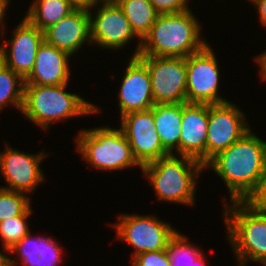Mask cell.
Returning <instances> with one entry per match:
<instances>
[{
	"instance_id": "12",
	"label": "cell",
	"mask_w": 266,
	"mask_h": 266,
	"mask_svg": "<svg viewBox=\"0 0 266 266\" xmlns=\"http://www.w3.org/2000/svg\"><path fill=\"white\" fill-rule=\"evenodd\" d=\"M120 120V128L129 141L134 157L142 167L170 154L162 146L151 109L130 112Z\"/></svg>"
},
{
	"instance_id": "30",
	"label": "cell",
	"mask_w": 266,
	"mask_h": 266,
	"mask_svg": "<svg viewBox=\"0 0 266 266\" xmlns=\"http://www.w3.org/2000/svg\"><path fill=\"white\" fill-rule=\"evenodd\" d=\"M68 3L75 9V10H85L90 11L93 10V7L100 2V0H67Z\"/></svg>"
},
{
	"instance_id": "35",
	"label": "cell",
	"mask_w": 266,
	"mask_h": 266,
	"mask_svg": "<svg viewBox=\"0 0 266 266\" xmlns=\"http://www.w3.org/2000/svg\"><path fill=\"white\" fill-rule=\"evenodd\" d=\"M2 63V57H1V53H0V64Z\"/></svg>"
},
{
	"instance_id": "24",
	"label": "cell",
	"mask_w": 266,
	"mask_h": 266,
	"mask_svg": "<svg viewBox=\"0 0 266 266\" xmlns=\"http://www.w3.org/2000/svg\"><path fill=\"white\" fill-rule=\"evenodd\" d=\"M188 241V237L180 232L172 238L168 247L171 266H206L208 260L201 248Z\"/></svg>"
},
{
	"instance_id": "32",
	"label": "cell",
	"mask_w": 266,
	"mask_h": 266,
	"mask_svg": "<svg viewBox=\"0 0 266 266\" xmlns=\"http://www.w3.org/2000/svg\"><path fill=\"white\" fill-rule=\"evenodd\" d=\"M257 64L260 66L261 79L266 81V51L255 57Z\"/></svg>"
},
{
	"instance_id": "2",
	"label": "cell",
	"mask_w": 266,
	"mask_h": 266,
	"mask_svg": "<svg viewBox=\"0 0 266 266\" xmlns=\"http://www.w3.org/2000/svg\"><path fill=\"white\" fill-rule=\"evenodd\" d=\"M200 25L191 10L159 14L142 40L139 55L186 58L199 52L207 45Z\"/></svg>"
},
{
	"instance_id": "26",
	"label": "cell",
	"mask_w": 266,
	"mask_h": 266,
	"mask_svg": "<svg viewBox=\"0 0 266 266\" xmlns=\"http://www.w3.org/2000/svg\"><path fill=\"white\" fill-rule=\"evenodd\" d=\"M30 198L25 193L0 187V222L22 215L30 206Z\"/></svg>"
},
{
	"instance_id": "34",
	"label": "cell",
	"mask_w": 266,
	"mask_h": 266,
	"mask_svg": "<svg viewBox=\"0 0 266 266\" xmlns=\"http://www.w3.org/2000/svg\"><path fill=\"white\" fill-rule=\"evenodd\" d=\"M14 259V260H13ZM10 258L8 256H5L0 251V266H16L17 265V259L16 258Z\"/></svg>"
},
{
	"instance_id": "3",
	"label": "cell",
	"mask_w": 266,
	"mask_h": 266,
	"mask_svg": "<svg viewBox=\"0 0 266 266\" xmlns=\"http://www.w3.org/2000/svg\"><path fill=\"white\" fill-rule=\"evenodd\" d=\"M67 84H25L21 113L35 125L48 129L53 122L100 112L81 96L66 92Z\"/></svg>"
},
{
	"instance_id": "17",
	"label": "cell",
	"mask_w": 266,
	"mask_h": 266,
	"mask_svg": "<svg viewBox=\"0 0 266 266\" xmlns=\"http://www.w3.org/2000/svg\"><path fill=\"white\" fill-rule=\"evenodd\" d=\"M43 34L46 43L73 56L85 43L92 45L90 13L74 10L58 23L46 28Z\"/></svg>"
},
{
	"instance_id": "16",
	"label": "cell",
	"mask_w": 266,
	"mask_h": 266,
	"mask_svg": "<svg viewBox=\"0 0 266 266\" xmlns=\"http://www.w3.org/2000/svg\"><path fill=\"white\" fill-rule=\"evenodd\" d=\"M209 104L182 103L179 155L206 164V139Z\"/></svg>"
},
{
	"instance_id": "1",
	"label": "cell",
	"mask_w": 266,
	"mask_h": 266,
	"mask_svg": "<svg viewBox=\"0 0 266 266\" xmlns=\"http://www.w3.org/2000/svg\"><path fill=\"white\" fill-rule=\"evenodd\" d=\"M204 168L212 169L222 178L230 192L229 201H246L266 170V142L250 129L211 158Z\"/></svg>"
},
{
	"instance_id": "7",
	"label": "cell",
	"mask_w": 266,
	"mask_h": 266,
	"mask_svg": "<svg viewBox=\"0 0 266 266\" xmlns=\"http://www.w3.org/2000/svg\"><path fill=\"white\" fill-rule=\"evenodd\" d=\"M118 219L111 225L119 240L134 247L132 259L144 252L168 249L172 238L179 232L155 215L122 214Z\"/></svg>"
},
{
	"instance_id": "15",
	"label": "cell",
	"mask_w": 266,
	"mask_h": 266,
	"mask_svg": "<svg viewBox=\"0 0 266 266\" xmlns=\"http://www.w3.org/2000/svg\"><path fill=\"white\" fill-rule=\"evenodd\" d=\"M127 65L118 94L121 117L130 112L149 110L155 105L147 65L138 56H131Z\"/></svg>"
},
{
	"instance_id": "4",
	"label": "cell",
	"mask_w": 266,
	"mask_h": 266,
	"mask_svg": "<svg viewBox=\"0 0 266 266\" xmlns=\"http://www.w3.org/2000/svg\"><path fill=\"white\" fill-rule=\"evenodd\" d=\"M159 201L194 205L197 179L204 165L189 156L169 154L142 167Z\"/></svg>"
},
{
	"instance_id": "19",
	"label": "cell",
	"mask_w": 266,
	"mask_h": 266,
	"mask_svg": "<svg viewBox=\"0 0 266 266\" xmlns=\"http://www.w3.org/2000/svg\"><path fill=\"white\" fill-rule=\"evenodd\" d=\"M31 231L21 238L12 248L14 253L21 258L24 266H59L63 260L62 246L51 237L31 236Z\"/></svg>"
},
{
	"instance_id": "5",
	"label": "cell",
	"mask_w": 266,
	"mask_h": 266,
	"mask_svg": "<svg viewBox=\"0 0 266 266\" xmlns=\"http://www.w3.org/2000/svg\"><path fill=\"white\" fill-rule=\"evenodd\" d=\"M227 237L239 266L251 260L266 266V212L253 208L246 201L223 200Z\"/></svg>"
},
{
	"instance_id": "27",
	"label": "cell",
	"mask_w": 266,
	"mask_h": 266,
	"mask_svg": "<svg viewBox=\"0 0 266 266\" xmlns=\"http://www.w3.org/2000/svg\"><path fill=\"white\" fill-rule=\"evenodd\" d=\"M131 266H171L168 249L141 253L132 259Z\"/></svg>"
},
{
	"instance_id": "9",
	"label": "cell",
	"mask_w": 266,
	"mask_h": 266,
	"mask_svg": "<svg viewBox=\"0 0 266 266\" xmlns=\"http://www.w3.org/2000/svg\"><path fill=\"white\" fill-rule=\"evenodd\" d=\"M149 70L155 104L185 103L187 66L185 57L138 55Z\"/></svg>"
},
{
	"instance_id": "33",
	"label": "cell",
	"mask_w": 266,
	"mask_h": 266,
	"mask_svg": "<svg viewBox=\"0 0 266 266\" xmlns=\"http://www.w3.org/2000/svg\"><path fill=\"white\" fill-rule=\"evenodd\" d=\"M9 2L10 0L0 1V29L2 28V26L4 28V24H3V22L5 21L4 16L6 15L5 12L7 11L8 5L10 4Z\"/></svg>"
},
{
	"instance_id": "22",
	"label": "cell",
	"mask_w": 266,
	"mask_h": 266,
	"mask_svg": "<svg viewBox=\"0 0 266 266\" xmlns=\"http://www.w3.org/2000/svg\"><path fill=\"white\" fill-rule=\"evenodd\" d=\"M126 15L132 30L141 39L150 32L159 13L149 0H115Z\"/></svg>"
},
{
	"instance_id": "6",
	"label": "cell",
	"mask_w": 266,
	"mask_h": 266,
	"mask_svg": "<svg viewBox=\"0 0 266 266\" xmlns=\"http://www.w3.org/2000/svg\"><path fill=\"white\" fill-rule=\"evenodd\" d=\"M76 151L88 165L100 171H115L142 166L133 155L132 148L121 128L108 126L81 129L76 139Z\"/></svg>"
},
{
	"instance_id": "10",
	"label": "cell",
	"mask_w": 266,
	"mask_h": 266,
	"mask_svg": "<svg viewBox=\"0 0 266 266\" xmlns=\"http://www.w3.org/2000/svg\"><path fill=\"white\" fill-rule=\"evenodd\" d=\"M187 103L219 104L227 102L219 92V65L216 55L207 44L201 51L186 57Z\"/></svg>"
},
{
	"instance_id": "8",
	"label": "cell",
	"mask_w": 266,
	"mask_h": 266,
	"mask_svg": "<svg viewBox=\"0 0 266 266\" xmlns=\"http://www.w3.org/2000/svg\"><path fill=\"white\" fill-rule=\"evenodd\" d=\"M100 4V5H98ZM99 6V7H98ZM97 12L89 11L91 17V43L102 49L121 50L130 40L138 38L137 48L132 57L138 56L142 40L134 33L121 7L115 0H100L94 7Z\"/></svg>"
},
{
	"instance_id": "20",
	"label": "cell",
	"mask_w": 266,
	"mask_h": 266,
	"mask_svg": "<svg viewBox=\"0 0 266 266\" xmlns=\"http://www.w3.org/2000/svg\"><path fill=\"white\" fill-rule=\"evenodd\" d=\"M151 110L162 146L170 154H174V150L179 154L182 103L155 104Z\"/></svg>"
},
{
	"instance_id": "13",
	"label": "cell",
	"mask_w": 266,
	"mask_h": 266,
	"mask_svg": "<svg viewBox=\"0 0 266 266\" xmlns=\"http://www.w3.org/2000/svg\"><path fill=\"white\" fill-rule=\"evenodd\" d=\"M6 144V150L0 152V172L8 186L1 188L29 194L39 183L45 181L40 164L48 156L42 150L28 154Z\"/></svg>"
},
{
	"instance_id": "29",
	"label": "cell",
	"mask_w": 266,
	"mask_h": 266,
	"mask_svg": "<svg viewBox=\"0 0 266 266\" xmlns=\"http://www.w3.org/2000/svg\"><path fill=\"white\" fill-rule=\"evenodd\" d=\"M253 208L266 212V170L260 178L258 187L246 200Z\"/></svg>"
},
{
	"instance_id": "23",
	"label": "cell",
	"mask_w": 266,
	"mask_h": 266,
	"mask_svg": "<svg viewBox=\"0 0 266 266\" xmlns=\"http://www.w3.org/2000/svg\"><path fill=\"white\" fill-rule=\"evenodd\" d=\"M24 86V79L19 74L0 64V111L8 104L22 111Z\"/></svg>"
},
{
	"instance_id": "11",
	"label": "cell",
	"mask_w": 266,
	"mask_h": 266,
	"mask_svg": "<svg viewBox=\"0 0 266 266\" xmlns=\"http://www.w3.org/2000/svg\"><path fill=\"white\" fill-rule=\"evenodd\" d=\"M246 120L240 108L230 101L209 104L206 163L250 130Z\"/></svg>"
},
{
	"instance_id": "25",
	"label": "cell",
	"mask_w": 266,
	"mask_h": 266,
	"mask_svg": "<svg viewBox=\"0 0 266 266\" xmlns=\"http://www.w3.org/2000/svg\"><path fill=\"white\" fill-rule=\"evenodd\" d=\"M32 213L30 206L22 215L14 216L0 222V239L3 245V251L11 255V248L31 230L27 219Z\"/></svg>"
},
{
	"instance_id": "18",
	"label": "cell",
	"mask_w": 266,
	"mask_h": 266,
	"mask_svg": "<svg viewBox=\"0 0 266 266\" xmlns=\"http://www.w3.org/2000/svg\"><path fill=\"white\" fill-rule=\"evenodd\" d=\"M71 55L45 41L39 46L35 63L25 84L62 85L70 79L69 61Z\"/></svg>"
},
{
	"instance_id": "28",
	"label": "cell",
	"mask_w": 266,
	"mask_h": 266,
	"mask_svg": "<svg viewBox=\"0 0 266 266\" xmlns=\"http://www.w3.org/2000/svg\"><path fill=\"white\" fill-rule=\"evenodd\" d=\"M159 14L179 13L190 10L189 0H149Z\"/></svg>"
},
{
	"instance_id": "21",
	"label": "cell",
	"mask_w": 266,
	"mask_h": 266,
	"mask_svg": "<svg viewBox=\"0 0 266 266\" xmlns=\"http://www.w3.org/2000/svg\"><path fill=\"white\" fill-rule=\"evenodd\" d=\"M74 10L67 0H34L24 17L39 30L44 31Z\"/></svg>"
},
{
	"instance_id": "14",
	"label": "cell",
	"mask_w": 266,
	"mask_h": 266,
	"mask_svg": "<svg viewBox=\"0 0 266 266\" xmlns=\"http://www.w3.org/2000/svg\"><path fill=\"white\" fill-rule=\"evenodd\" d=\"M12 35L10 40L0 43L2 63L25 79L33 69L44 34L24 17Z\"/></svg>"
},
{
	"instance_id": "31",
	"label": "cell",
	"mask_w": 266,
	"mask_h": 266,
	"mask_svg": "<svg viewBox=\"0 0 266 266\" xmlns=\"http://www.w3.org/2000/svg\"><path fill=\"white\" fill-rule=\"evenodd\" d=\"M250 3L258 10L260 23L266 27V0H251Z\"/></svg>"
}]
</instances>
